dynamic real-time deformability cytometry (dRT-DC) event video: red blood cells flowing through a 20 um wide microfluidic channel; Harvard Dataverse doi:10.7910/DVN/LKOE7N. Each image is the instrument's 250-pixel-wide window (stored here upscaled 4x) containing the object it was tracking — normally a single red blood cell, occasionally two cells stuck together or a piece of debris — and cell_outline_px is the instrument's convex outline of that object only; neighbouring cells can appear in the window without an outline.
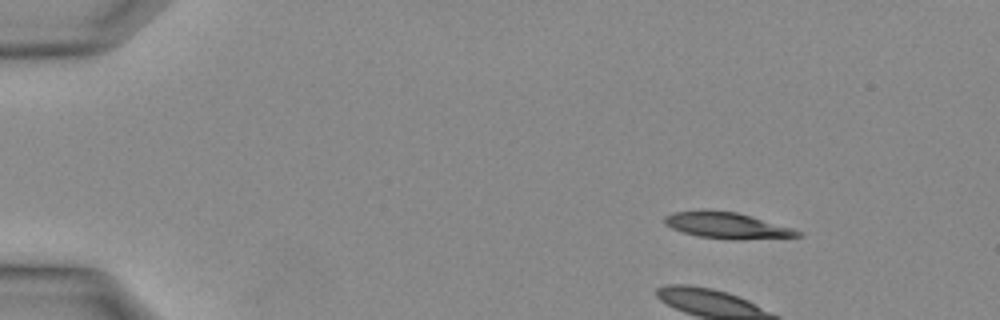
{"species": "Egyptian fruit bat (a non-hibernating species)", "species_latin": "Rousettus aegyptiacus", "temperature_condition": "warm", "stored_images_in_passage": 29, "camera_frame_rate_fps": 3000, "um_per_image_px": 0.085, "animal": {"sex": "female"}, "frame": {"image": 1, "passage_image": 1, "time_ms": 0.0, "image_size_px": [1000, 320], "cell_outline_px": [[804, 236], [740, 240], [700, 236], [684, 232], [672, 228], [664, 224], [664, 216], [672, 212], [700, 208], [704, 208], [736, 212], [752, 216], [792, 228], [804, 232]], "centroid_in_image_um": [61.78, 19.13], "position_along_channel_um": 23.2, "area_um2": 20.63}}